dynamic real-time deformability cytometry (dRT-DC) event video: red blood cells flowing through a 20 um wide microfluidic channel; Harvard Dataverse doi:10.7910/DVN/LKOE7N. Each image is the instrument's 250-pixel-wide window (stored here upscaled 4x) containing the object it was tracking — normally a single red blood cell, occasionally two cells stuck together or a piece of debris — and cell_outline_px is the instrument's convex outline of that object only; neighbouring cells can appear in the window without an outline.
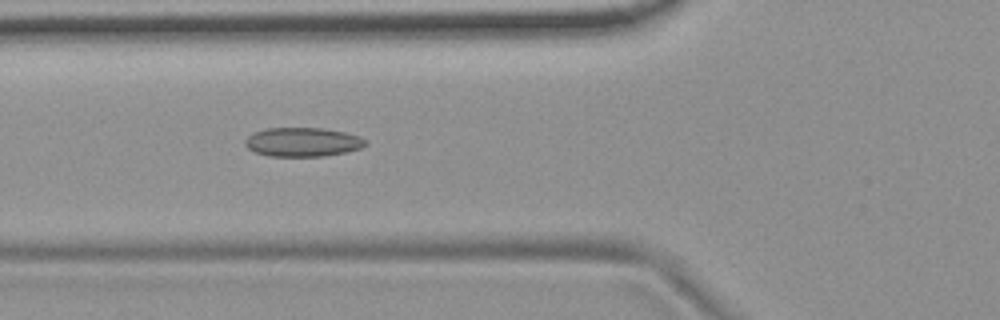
{"species": "common noctule bat (a hibernating species)", "species_latin": "Nyctalus noctula", "temperature_condition": "room temperature", "stored_images_in_passage": 6, "camera_frame_rate_fps": 3000, "um_per_image_px": 0.085, "animal": {"sex": "female", "body_mass_g": 19.9}, "frame": {"image": 1, "passage_image": 6, "time_ms": 1.667, "image_size_px": [1000, 320], "cell_outline_px": [[368, 144], [360, 148], [344, 152], [324, 156], [268, 156], [256, 152], [248, 148], [244, 144], [244, 140], [248, 136], [256, 132], [268, 128], [324, 128], [344, 132], [360, 136], [368, 140]], "centroid_in_image_um": [25.75, 12.07], "position_along_channel_um": 100.0, "area_um2": 20.35}}